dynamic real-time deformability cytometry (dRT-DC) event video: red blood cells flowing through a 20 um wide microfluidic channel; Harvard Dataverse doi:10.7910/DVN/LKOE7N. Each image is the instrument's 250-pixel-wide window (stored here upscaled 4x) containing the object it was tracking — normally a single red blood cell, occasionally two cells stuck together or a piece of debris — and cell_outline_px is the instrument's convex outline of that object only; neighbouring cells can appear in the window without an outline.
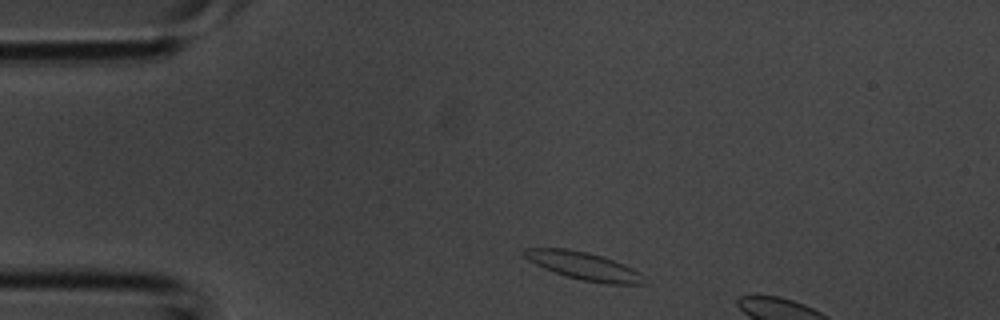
{"species": "common noctule bat (a hibernating species)", "species_latin": "Nyctalus noctula", "temperature_condition": "room temperature", "stored_images_in_passage": 2, "camera_frame_rate_fps": 3000, "um_per_image_px": 0.085, "animal": {"sex": "male", "body_mass_g": 20.1, "forearm_length_mm": 53.5}, "frame": {"image": 1, "passage_image": 1, "time_ms": 0.0, "image_size_px": [1000, 320], "cell_outline_px": [[648, 284], [604, 284], [580, 280], [544, 268], [528, 260], [520, 252], [524, 248], [568, 248], [588, 252], [612, 260], [632, 268], [644, 276]], "centroid_in_image_um": [49.61, 22.61], "position_along_channel_um": 35.4, "area_um2": 19.36}}